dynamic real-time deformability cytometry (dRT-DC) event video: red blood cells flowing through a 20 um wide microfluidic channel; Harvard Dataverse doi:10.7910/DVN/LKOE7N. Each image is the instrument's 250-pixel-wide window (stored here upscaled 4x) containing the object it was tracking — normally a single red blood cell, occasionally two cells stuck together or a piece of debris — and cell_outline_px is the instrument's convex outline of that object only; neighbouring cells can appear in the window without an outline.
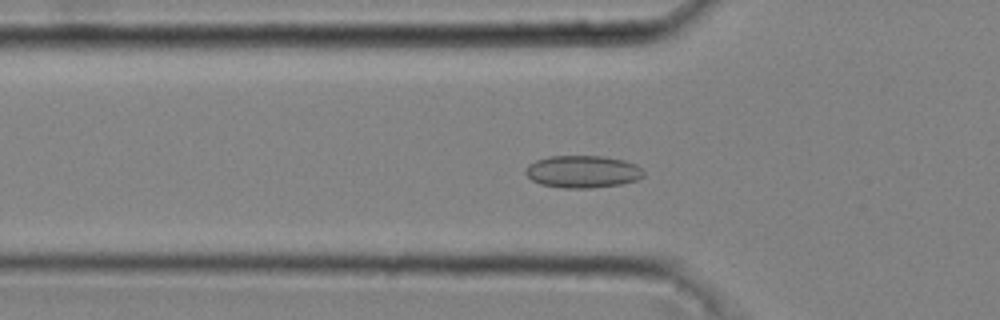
{"species": "common noctule bat (a hibernating species)", "species_latin": "Nyctalus noctula", "temperature_condition": "cold", "stored_images_in_passage": 40, "camera_frame_rate_fps": 3000, "um_per_image_px": 0.085, "animal": {"sex": "male", "body_mass_g": 20.4}, "frame": {"image": 1, "passage_image": 9, "time_ms": 2.667, "image_size_px": [1000, 320], "cell_outline_px": [[644, 176], [636, 180], [620, 184], [588, 188], [564, 188], [540, 184], [532, 180], [524, 172], [524, 168], [528, 164], [536, 160], [548, 156], [604, 156], [624, 160], [636, 164], [644, 172]], "centroid_in_image_um": [49.5, 14.58], "position_along_channel_um": 76.3, "area_um2": 22.31}}
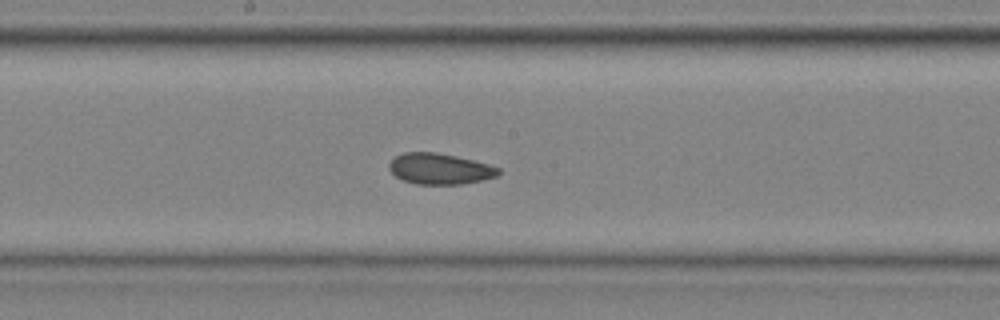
{"frame": {"image": 2, "passage_image": 19, "time_ms": 6.0, "image_size_px": [1000, 320], "cell_outline_px": [[500, 172], [496, 176], [480, 180], [460, 184], [416, 184], [404, 180], [396, 176], [388, 168], [388, 164], [396, 156], [404, 152], [436, 152], [456, 156], [488, 164], [500, 168]], "centroid_in_image_um": [37.36, 14.34], "position_along_channel_um": 210.8, "area_um2": 19.48}}
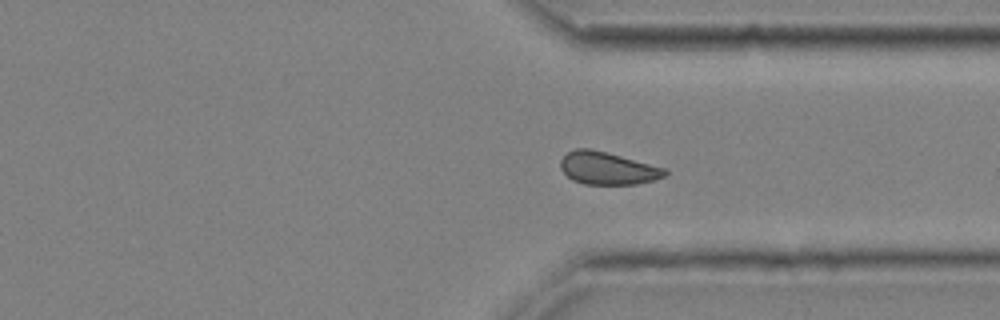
{"frame": {"image": 3, "passage_image": 30, "time_ms": 9.667, "image_size_px": [1000, 320], "cell_outline_px": [[668, 176], [636, 184], [584, 184], [572, 180], [560, 168], [560, 160], [568, 152], [576, 148], [588, 148], [668, 168]], "centroid_in_image_um": [51.67, 14.31], "position_along_channel_um": 359.7, "area_um2": 19.77}, "authors_computed_cell_mechanics": {"area_um2": 19.9699, "velocity_mm_per_s": 4.0351, "shape_relaxation_time_tau1_ms": null, "shape_relaxation_time_tau2_ms": 4.2895, "deformation_change_tau1": null, "deformation_change_tau2": 0.0908}}